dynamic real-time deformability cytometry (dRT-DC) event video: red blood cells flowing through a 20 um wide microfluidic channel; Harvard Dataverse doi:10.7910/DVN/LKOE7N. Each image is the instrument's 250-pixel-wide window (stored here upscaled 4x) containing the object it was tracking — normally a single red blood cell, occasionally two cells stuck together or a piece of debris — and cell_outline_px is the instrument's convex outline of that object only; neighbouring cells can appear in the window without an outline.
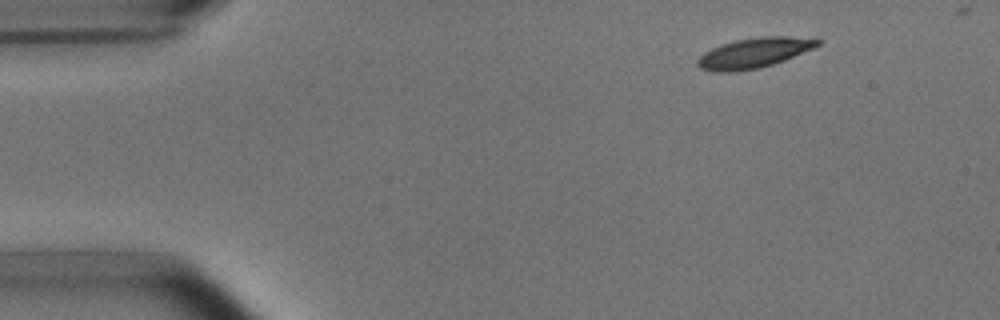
{"species": "common noctule bat (a hibernating species)", "species_latin": "Nyctalus noctula", "temperature_condition": "room temperature", "stored_images_in_passage": 10, "camera_frame_rate_fps": 3000, "um_per_image_px": 0.085, "animal": {"sex": "male", "body_mass_g": 15.6}, "frame": {"image": 1, "passage_image": 1, "time_ms": 0.0, "image_size_px": [1000, 320], "cell_outline_px": [[820, 44], [812, 48], [784, 60], [760, 68], [736, 72], [712, 72], [700, 68], [696, 64], [696, 60], [704, 52], [720, 44], [736, 40], [760, 36], [788, 36], [820, 40]], "centroid_in_image_um": [64.01, 4.51], "position_along_channel_um": 21.0, "area_um2": 20.98}}
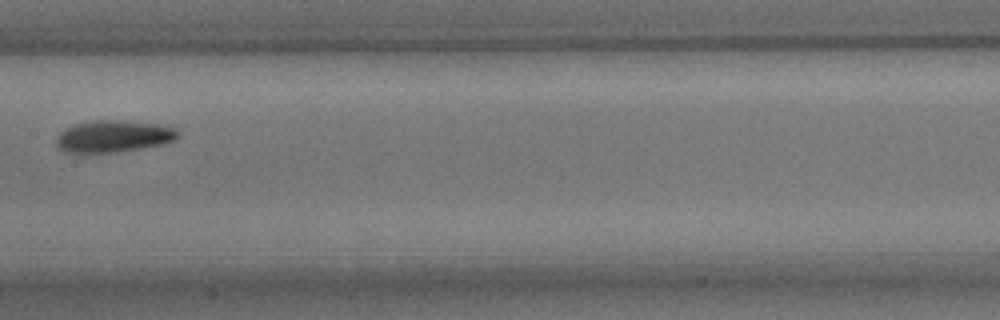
{"frame": {"image": 2, "passage_image": 7, "time_ms": 7.0, "image_size_px": [1000, 320], "cell_outline_px": [[180, 136], [176, 140], [160, 144], [140, 148], [112, 152], [64, 152], [56, 144], [56, 140], [60, 132], [64, 128], [76, 124], [96, 120], [124, 120], [160, 124], [176, 128], [180, 132]], "centroid_in_image_um": [9.68, 11.56], "position_along_channel_um": 197.7, "area_um2": 22.54}}
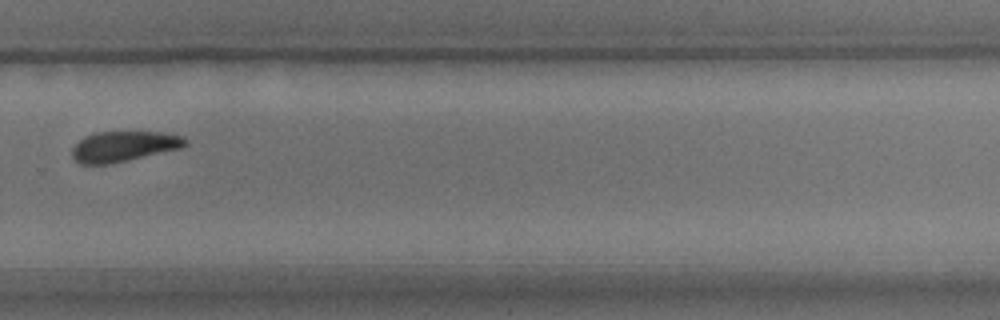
{"frame": {"image": 3, "passage_image": 10, "time_ms": 10.333, "image_size_px": [1000, 320], "cell_outline_px": [[188, 144], [180, 148], [128, 160], [108, 164], [80, 164], [72, 156], [72, 148], [80, 140], [96, 132], [160, 132], [184, 136], [188, 140]], "centroid_in_image_um": [10.54, 12.44], "position_along_channel_um": 319.3, "area_um2": 19.83}}